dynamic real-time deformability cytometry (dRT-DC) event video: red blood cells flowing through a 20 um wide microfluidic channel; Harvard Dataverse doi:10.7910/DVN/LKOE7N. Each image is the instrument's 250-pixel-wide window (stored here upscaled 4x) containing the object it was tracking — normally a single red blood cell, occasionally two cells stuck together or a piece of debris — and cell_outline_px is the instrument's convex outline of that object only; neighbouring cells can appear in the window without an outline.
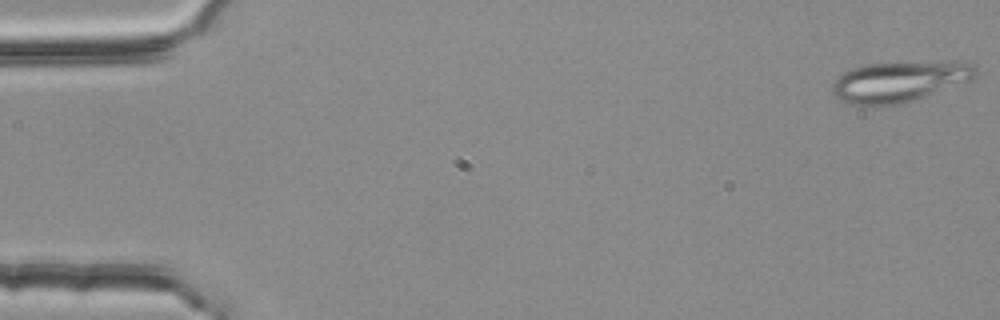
{"species": "common noctule bat (a hibernating species)", "species_latin": "Nyctalus noctula", "temperature_condition": "room temperature", "stored_images_in_passage": 55, "camera_frame_rate_fps": 3000, "um_per_image_px": 0.085, "animal": {"sex": "female", "body_mass_g": 25.1}, "frame": {"image": 1, "passage_image": 1, "time_ms": 0.0, "image_size_px": [1000, 320], "cell_outline_px": [[976, 76], [972, 80], [908, 104], [848, 104], [840, 100], [832, 92], [832, 84], [836, 76], [852, 68], [864, 64], [948, 60], [960, 60], [972, 64], [976, 68]], "centroid_in_image_um": [76.52, 6.91], "position_along_channel_um": 8.5, "area_um2": 34.85}}
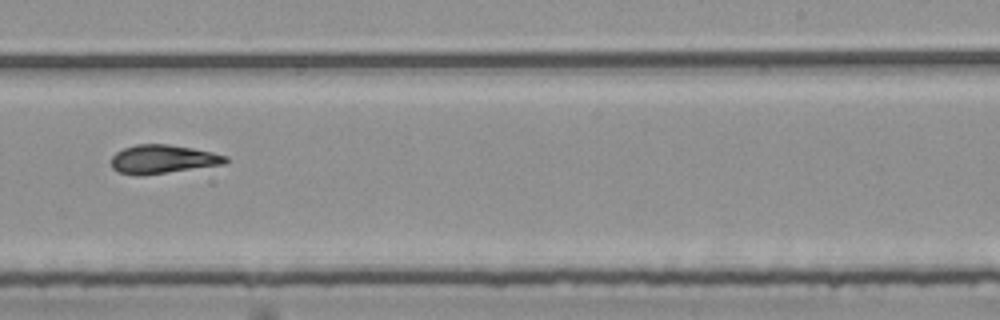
{"frame": {"image": 2, "passage_image": 34, "time_ms": 11.0, "image_size_px": [1000, 320], "cell_outline_px": [[228, 160], [224, 164], [168, 172], [120, 172], [112, 168], [112, 156], [116, 152], [124, 148], [136, 144], [168, 144], [192, 148], [212, 152], [228, 156]], "centroid_in_image_um": [13.9, 13.48], "position_along_channel_um": 275.1, "area_um2": 18.26}}
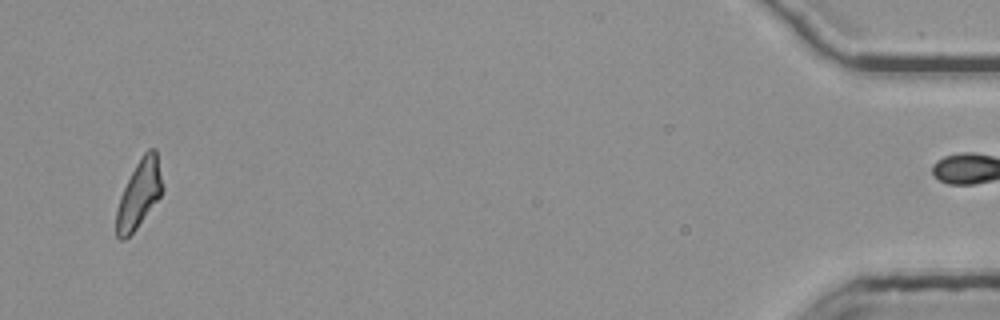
{"frame": {"image": 3, "passage_image": 53, "time_ms": 17.333, "image_size_px": [1000, 320], "cell_outline_px": [[164, 188], [160, 196], [136, 228], [124, 240], [120, 240], [116, 236], [116, 212], [120, 196], [140, 156], [148, 148], [156, 148]], "centroid_in_image_um": [11.83, 16.46], "position_along_channel_um": 423.4, "area_um2": 18.03}, "authors_computed_cell_mechanics": {"area_um2": 19.1896, "velocity_mm_per_s": 3.7414, "shape_relaxation_time_tau1_ms": null, "shape_relaxation_time_tau2_ms": 4.5537, "deformation_change_tau1": null, "deformation_change_tau2": 0.1478}}